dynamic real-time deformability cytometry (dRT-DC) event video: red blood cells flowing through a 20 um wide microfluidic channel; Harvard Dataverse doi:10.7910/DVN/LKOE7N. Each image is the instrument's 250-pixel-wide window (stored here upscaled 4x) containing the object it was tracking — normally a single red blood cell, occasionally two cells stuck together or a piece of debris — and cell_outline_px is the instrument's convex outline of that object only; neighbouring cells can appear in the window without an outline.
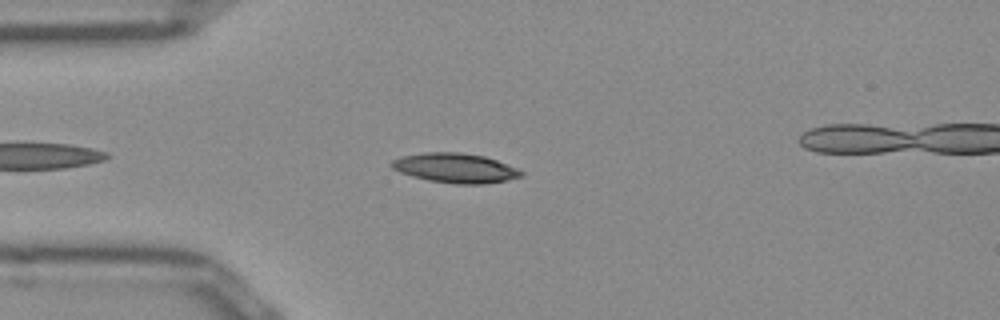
{"species": "Egyptian fruit bat (a non-hibernating species)", "species_latin": "Rousettus aegyptiacus", "temperature_condition": "room temperature", "stored_images_in_passage": 42, "camera_frame_rate_fps": 3000, "um_per_image_px": 0.085, "frame": {"image": 1, "passage_image": 6, "time_ms": 1.667, "image_size_px": [1000, 320], "cell_outline_px": [[524, 176], [508, 180], [480, 184], [456, 184], [428, 180], [412, 176], [400, 172], [392, 168], [388, 164], [392, 160], [400, 156], [424, 152], [460, 152], [484, 156], [496, 160], [516, 168], [524, 172]], "centroid_in_image_um": [38.67, 14.27], "position_along_channel_um": 46.3, "area_um2": 22.43}}
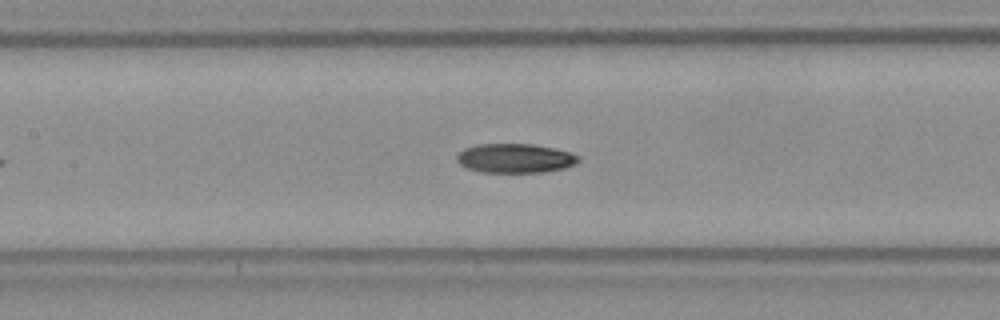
{"frame": {"image": 2, "passage_image": 16, "time_ms": 5.0, "image_size_px": [1000, 320], "cell_outline_px": [[580, 160], [576, 164], [564, 168], [544, 172], [484, 172], [468, 168], [460, 164], [456, 160], [456, 156], [464, 148], [476, 144], [532, 144], [552, 148], [568, 152], [580, 156]], "centroid_in_image_um": [43.78, 13.45], "position_along_channel_um": 163.6, "area_um2": 20.63}}
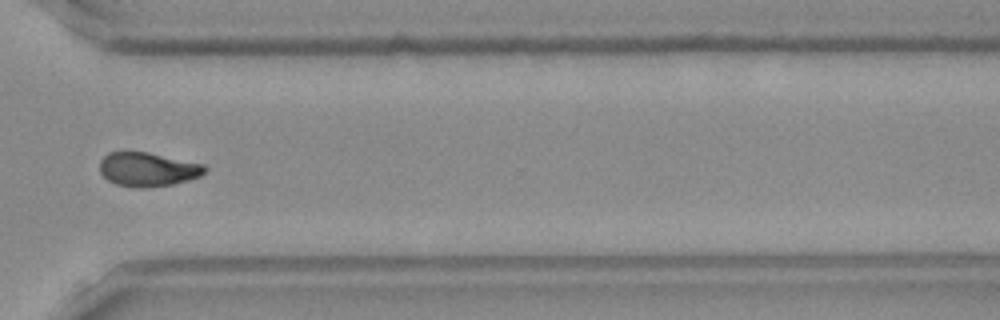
{"frame": {"image": 3, "passage_image": 31, "time_ms": 10.0, "image_size_px": [1000, 320], "cell_outline_px": [[208, 172], [200, 176], [188, 180], [172, 184], [144, 188], [132, 188], [116, 184], [108, 180], [100, 172], [100, 160], [108, 152], [148, 152], [204, 164], [208, 168]], "centroid_in_image_um": [12.58, 14.4], "position_along_channel_um": 358.0, "area_um2": 20.98}, "authors_computed_cell_mechanics": {"area_um2": 20.9525, "velocity_mm_per_s": 3.8883, "shape_relaxation_time_tau1_ms": 9.807, "shape_relaxation_time_tau2_ms": 3.2111, "deformation_change_tau1": 0.232, "deformation_change_tau2": 0.0808}}